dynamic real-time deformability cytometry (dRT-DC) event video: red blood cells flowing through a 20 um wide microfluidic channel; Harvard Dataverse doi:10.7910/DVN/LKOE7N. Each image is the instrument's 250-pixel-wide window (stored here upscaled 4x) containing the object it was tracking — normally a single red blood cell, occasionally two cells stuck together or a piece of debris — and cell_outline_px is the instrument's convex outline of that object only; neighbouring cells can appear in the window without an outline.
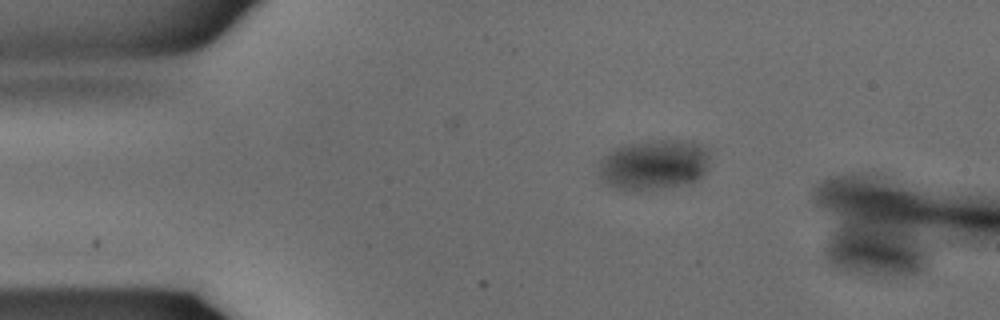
{"species": "common noctule bat (a hibernating species)", "species_latin": "Nyctalus noctula", "temperature_condition": "warm", "stored_images_in_passage": 2, "camera_frame_rate_fps": 3000, "um_per_image_px": 0.085, "animal": {"sex": "male", "body_mass_g": 15.6}, "frame": {"image": 1, "passage_image": 2, "time_ms": 0.333, "image_size_px": [1000, 320], "cell_outline_px": [[712, 152], [708, 168], [704, 176], [692, 184], [664, 188], [612, 188], [600, 176], [596, 168], [600, 160], [608, 152], [624, 144], [656, 140], [692, 140], [708, 148]], "centroid_in_image_um": [55.67, 13.97], "position_along_channel_um": 29.3, "area_um2": 33.12}}